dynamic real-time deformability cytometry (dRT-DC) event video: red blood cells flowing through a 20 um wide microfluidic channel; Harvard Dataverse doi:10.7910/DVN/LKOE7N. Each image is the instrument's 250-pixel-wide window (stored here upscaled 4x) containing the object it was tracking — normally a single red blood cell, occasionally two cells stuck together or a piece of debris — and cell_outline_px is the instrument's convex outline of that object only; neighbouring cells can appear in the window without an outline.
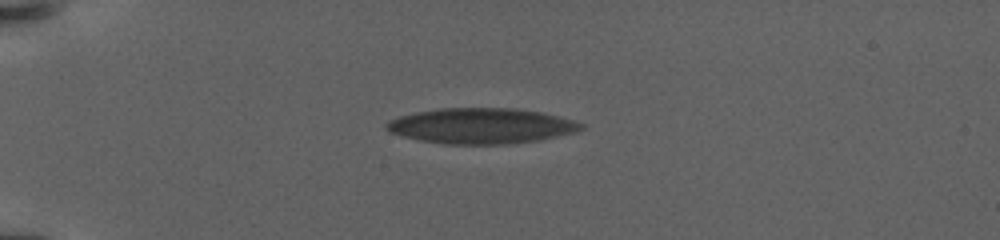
{"species": "human", "species_latin": "Homo sapiens", "temperature_condition": "warm", "stored_images_in_passage": 25, "camera_frame_rate_fps": 3000, "um_per_image_px": 0.085, "donor": {"sex": "female"}, "frame": {"image": 1, "passage_image": 1, "time_ms": 0.0, "image_size_px": [1000, 240], "cell_outline_px": [[584, 128], [576, 132], [540, 140], [504, 144], [444, 144], [420, 140], [388, 132], [384, 128], [384, 124], [400, 116], [416, 112], [444, 108], [520, 108], [544, 112], [560, 116], [584, 124]], "centroid_in_image_um": [40.94, 10.69], "position_along_channel_um": 44.1, "area_um2": 40.4}}
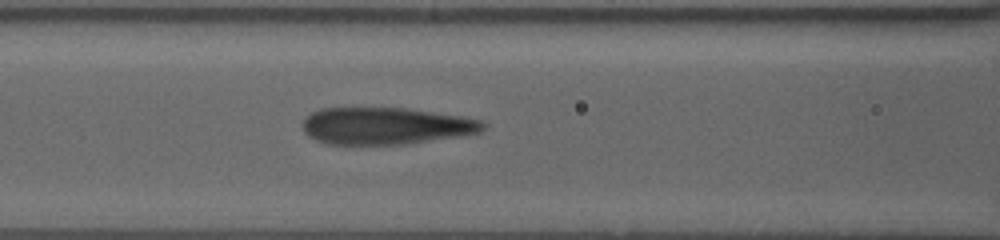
{"frame": {"image": 2, "passage_image": 18, "time_ms": 4.667, "image_size_px": [1000, 240], "cell_outline_px": [[484, 128], [480, 132], [460, 136], [404, 144], [328, 144], [316, 140], [308, 136], [304, 132], [304, 120], [312, 112], [320, 108], [404, 108], [460, 116], [480, 120], [484, 124]], "centroid_in_image_um": [32.76, 10.7], "position_along_channel_um": 133.8, "area_um2": 38.49}}
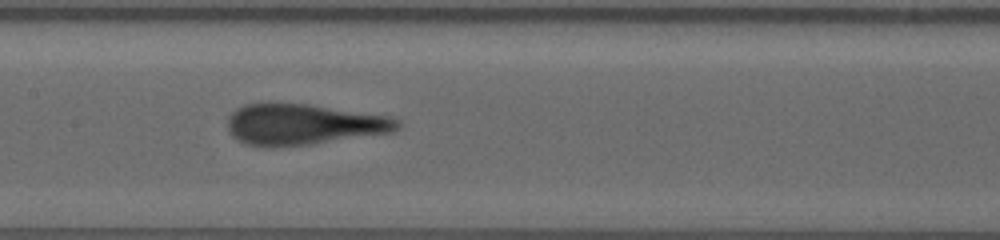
{"frame": {"image": 3, "passage_image": 24, "time_ms": 6.333, "image_size_px": [1000, 240], "cell_outline_px": [[400, 128], [396, 132], [312, 144], [272, 148], [264, 148], [248, 144], [232, 136], [228, 128], [228, 120], [232, 112], [236, 108], [248, 104], [268, 100], [308, 104], [388, 116], [400, 120]], "centroid_in_image_um": [25.77, 10.56], "position_along_channel_um": 181.6, "area_um2": 41.38}}